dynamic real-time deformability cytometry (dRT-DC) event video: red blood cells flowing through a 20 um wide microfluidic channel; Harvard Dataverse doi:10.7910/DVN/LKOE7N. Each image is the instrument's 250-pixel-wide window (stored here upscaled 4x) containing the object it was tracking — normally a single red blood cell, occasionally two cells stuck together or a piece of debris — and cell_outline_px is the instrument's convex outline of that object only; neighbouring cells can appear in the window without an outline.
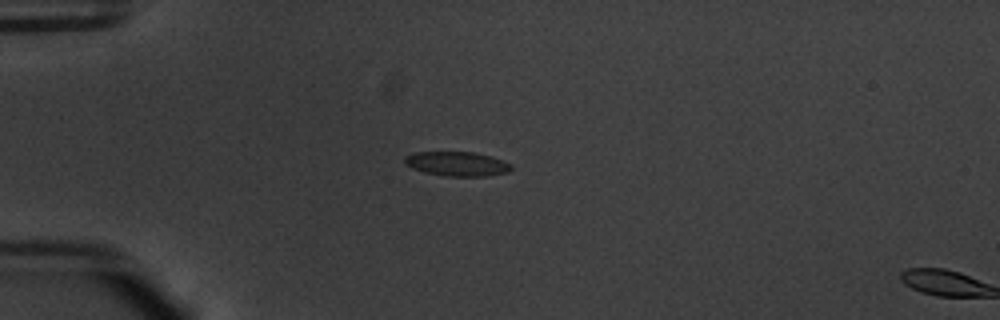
{"species": "common noctule bat (a hibernating species)", "species_latin": "Nyctalus noctula", "temperature_condition": "warm", "stored_images_in_passage": 17, "camera_frame_rate_fps": 3000, "um_per_image_px": 0.085, "animal": {"sex": "male", "body_mass_g": 20.1, "forearm_length_mm": 53.5}, "frame": {"image": 1, "passage_image": 15, "time_ms": 4.667, "image_size_px": [1000, 320], "cell_outline_px": [[512, 168], [508, 172], [484, 176], [448, 176], [424, 172], [412, 168], [404, 164], [404, 156], [416, 152], [472, 152], [492, 156], [512, 164]], "centroid_in_image_um": [38.84, 13.92], "position_along_channel_um": 46.2, "area_um2": 15.14}}